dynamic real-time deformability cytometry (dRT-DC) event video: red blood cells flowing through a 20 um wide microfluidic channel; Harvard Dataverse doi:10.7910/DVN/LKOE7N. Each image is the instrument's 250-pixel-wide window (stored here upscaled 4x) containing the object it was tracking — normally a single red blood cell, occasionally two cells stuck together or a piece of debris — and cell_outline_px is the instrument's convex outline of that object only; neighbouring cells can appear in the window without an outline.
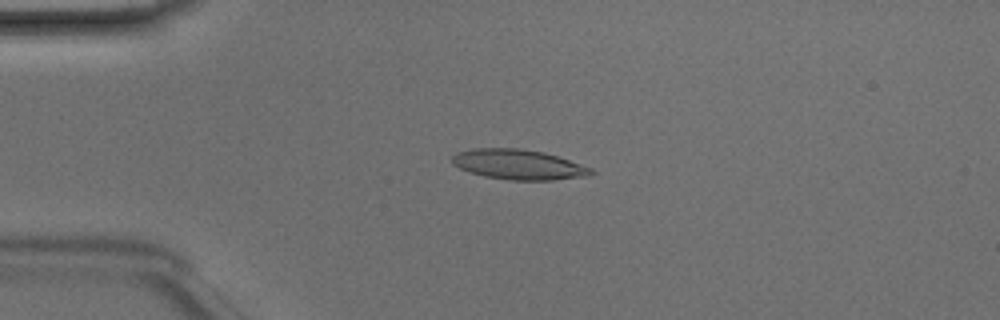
{"species": "Egyptian fruit bat (a non-hibernating species)", "species_latin": "Rousettus aegyptiacus", "temperature_condition": "room temperature", "stored_images_in_passage": 47, "camera_frame_rate_fps": 3000, "um_per_image_px": 0.085, "animal": {"sex": "male"}, "frame": {"image": 1, "passage_image": 11, "time_ms": 3.333, "image_size_px": [1000, 320], "cell_outline_px": [[596, 172], [588, 176], [552, 180], [512, 180], [484, 176], [460, 168], [452, 164], [452, 156], [460, 152], [472, 148], [520, 148], [544, 152], [592, 168]], "centroid_in_image_um": [44.09, 13.98], "position_along_channel_um": 40.9, "area_um2": 24.16}}
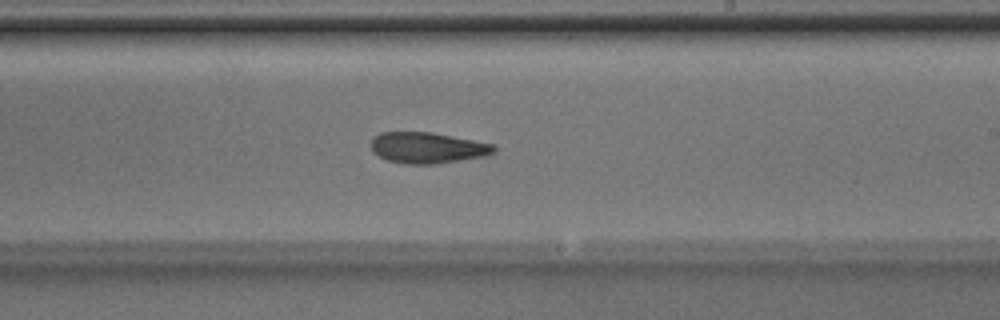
{"frame": {"image": 2, "passage_image": 28, "time_ms": 9.0, "image_size_px": [1000, 320], "cell_outline_px": [[496, 152], [488, 156], [432, 164], [404, 164], [388, 160], [372, 152], [372, 136], [380, 132], [432, 132], [496, 144]], "centroid_in_image_um": [36.37, 12.55], "position_along_channel_um": 252.6, "area_um2": 22.43}}
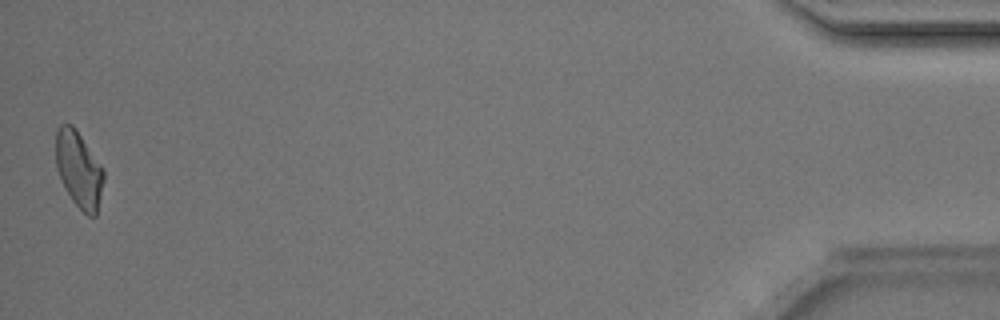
{"frame": {"image": 3, "passage_image": 47, "time_ms": 15.333, "image_size_px": [1000, 320], "cell_outline_px": [[104, 180], [96, 216], [88, 216], [72, 200], [56, 168], [56, 132], [60, 124], [72, 124], [76, 128], [104, 168]], "centroid_in_image_um": [6.72, 14.37], "position_along_channel_um": 428.5, "area_um2": 21.21}, "authors_computed_cell_mechanics": {"area_um2": 22.4842, "velocity_mm_per_s": 4.2295, "shape_relaxation_time_tau1_ms": 5.6128, "shape_relaxation_time_tau2_ms": 6.3121, "deformation_change_tau1": 0.1959, "deformation_change_tau2": 0.171}}